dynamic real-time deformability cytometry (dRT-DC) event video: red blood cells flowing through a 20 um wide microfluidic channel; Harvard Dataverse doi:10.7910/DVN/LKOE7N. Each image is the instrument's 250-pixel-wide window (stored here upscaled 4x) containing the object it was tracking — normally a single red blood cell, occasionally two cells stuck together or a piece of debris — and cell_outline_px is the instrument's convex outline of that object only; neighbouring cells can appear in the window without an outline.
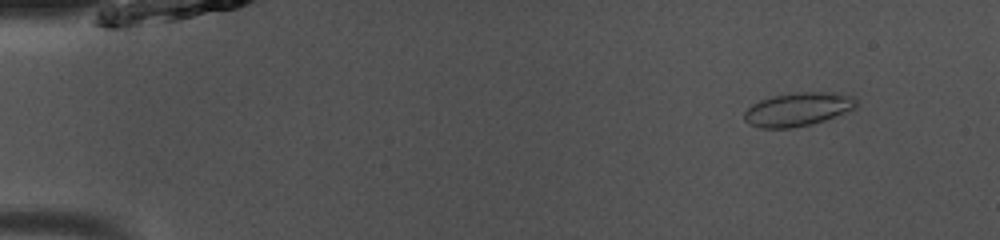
{"species": "common noctule bat (a hibernating species)", "species_latin": "Nyctalus noctula", "temperature_condition": "room temperature", "stored_images_in_passage": 49, "camera_frame_rate_fps": 3000, "um_per_image_px": 0.085, "animal": {"sex": "male", "body_mass_g": 13.0, "forearm_length_mm": 53.1}, "frame": {"image": 1, "passage_image": 5, "time_ms": 1.333, "image_size_px": [1000, 240], "cell_outline_px": [[860, 104], [856, 108], [848, 112], [812, 124], [792, 128], [760, 128], [748, 124], [744, 120], [744, 112], [752, 104], [760, 100], [772, 96], [792, 92], [836, 92], [852, 96]], "centroid_in_image_um": [67.84, 9.29], "position_along_channel_um": 17.2, "area_um2": 22.25}}
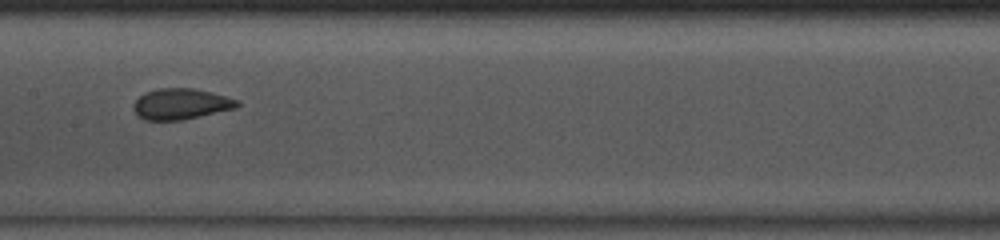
{"frame": {"image": 2, "passage_image": 25, "time_ms": 8.0, "image_size_px": [1000, 240], "cell_outline_px": [[240, 104], [236, 108], [180, 120], [144, 120], [132, 108], [132, 104], [144, 92], [160, 88], [192, 88], [240, 100]], "centroid_in_image_um": [15.35, 8.83], "position_along_channel_um": 192.0, "area_um2": 18.44}}
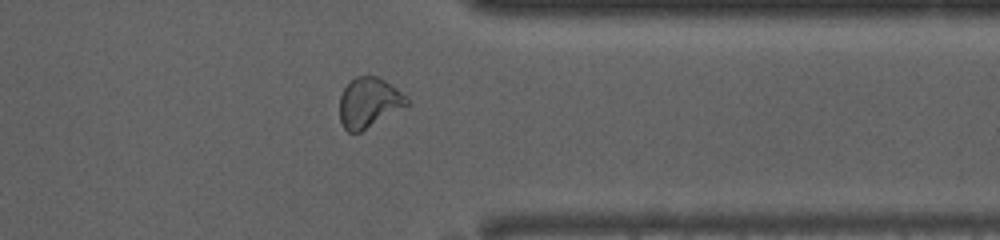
{"frame": {"image": 3, "passage_image": 39, "time_ms": 12.667, "image_size_px": [1000, 240], "cell_outline_px": [[412, 104], [360, 132], [348, 132], [344, 128], [340, 120], [340, 96], [344, 88], [356, 76], [376, 76], [384, 80], [396, 88]], "centroid_in_image_um": [31.37, 8.74], "position_along_channel_um": 380.0, "area_um2": 19.48}}